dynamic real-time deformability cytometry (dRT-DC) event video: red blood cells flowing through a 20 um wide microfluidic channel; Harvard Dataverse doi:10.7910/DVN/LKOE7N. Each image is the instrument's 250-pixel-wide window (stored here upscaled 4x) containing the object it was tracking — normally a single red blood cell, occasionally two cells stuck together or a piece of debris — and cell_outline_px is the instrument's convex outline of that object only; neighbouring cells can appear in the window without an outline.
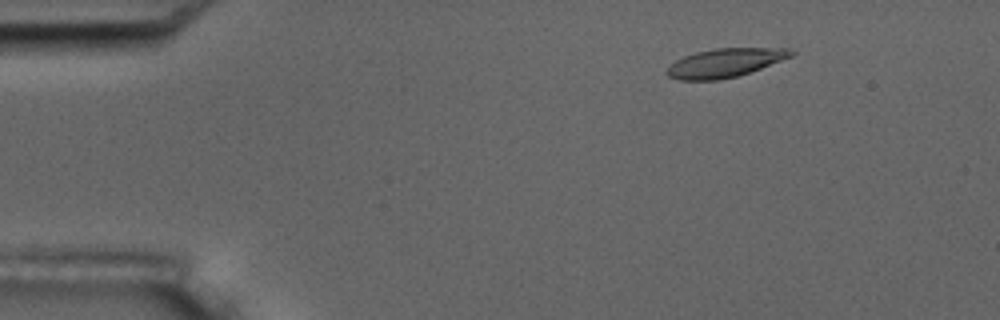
{"species": "common noctule bat (a hibernating species)", "species_latin": "Nyctalus noctula", "temperature_condition": "room temperature", "stored_images_in_passage": 5, "camera_frame_rate_fps": 3000, "um_per_image_px": 0.085, "animal": {"sex": "male", "body_mass_g": 17.5, "forearm_length_mm": 52.3}, "frame": {"image": 1, "passage_image": 3, "time_ms": 2.333, "image_size_px": [1000, 320], "cell_outline_px": [[796, 52], [792, 56], [760, 68], [736, 76], [720, 80], [680, 80], [668, 76], [664, 72], [676, 60], [684, 56], [696, 52], [716, 48], [792, 48]], "centroid_in_image_um": [61.62, 5.33], "position_along_channel_um": 23.4, "area_um2": 20.63}}